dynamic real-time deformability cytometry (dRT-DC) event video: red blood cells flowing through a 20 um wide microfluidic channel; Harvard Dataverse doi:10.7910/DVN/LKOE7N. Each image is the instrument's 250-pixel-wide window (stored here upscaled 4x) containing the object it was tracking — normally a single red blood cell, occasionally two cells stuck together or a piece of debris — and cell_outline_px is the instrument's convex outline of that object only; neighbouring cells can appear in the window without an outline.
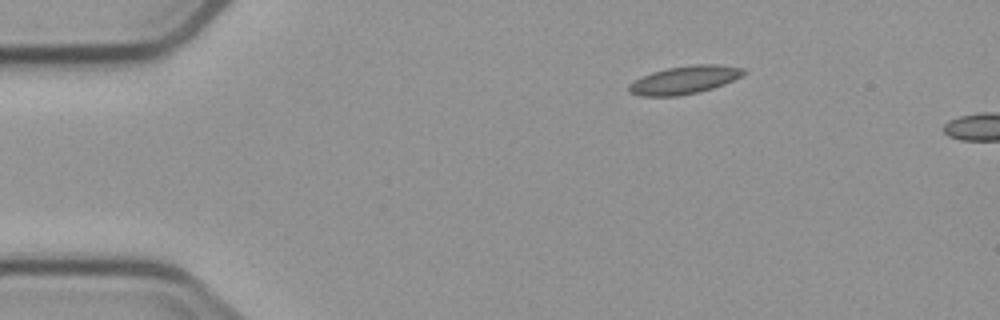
{"species": "common noctule bat (a hibernating species)", "species_latin": "Nyctalus noctula", "temperature_condition": "cold", "stored_images_in_passage": 4, "camera_frame_rate_fps": 3000, "um_per_image_px": 0.085, "animal": {"sex": "male", "body_mass_g": 23.1, "forearm_length_mm": 52.7}, "frame": {"image": 1, "passage_image": 4, "time_ms": 4.333, "image_size_px": [1000, 320], "cell_outline_px": [[748, 72], [724, 84], [712, 88], [680, 96], [640, 96], [628, 92], [628, 84], [652, 72], [668, 68], [696, 64], [716, 64], [744, 68]], "centroid_in_image_um": [58.17, 6.79], "position_along_channel_um": 26.8, "area_um2": 18.55}}